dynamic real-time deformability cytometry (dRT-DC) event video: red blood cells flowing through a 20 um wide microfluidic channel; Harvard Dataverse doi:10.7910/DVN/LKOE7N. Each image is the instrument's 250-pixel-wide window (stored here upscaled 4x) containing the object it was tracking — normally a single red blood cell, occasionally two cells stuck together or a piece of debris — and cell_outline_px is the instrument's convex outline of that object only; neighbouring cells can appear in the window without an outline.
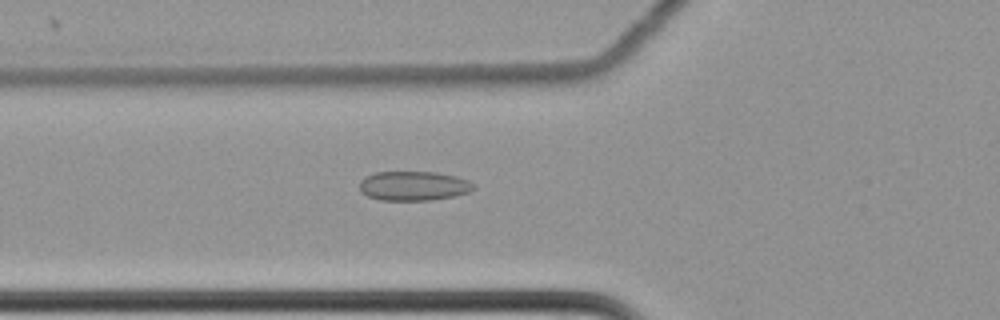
{"species": "common noctule bat (a hibernating species)", "species_latin": "Nyctalus noctula", "temperature_condition": "cold", "stored_images_in_passage": 61, "camera_frame_rate_fps": 3000, "um_per_image_px": 0.085, "animal": {"sex": "female", "body_mass_g": 22.7, "forearm_length_mm": 54.2}, "frame": {"image": 1, "passage_image": 24, "time_ms": 7.667, "image_size_px": [1000, 320], "cell_outline_px": [[476, 188], [468, 192], [452, 196], [432, 200], [380, 200], [368, 196], [360, 192], [360, 180], [364, 176], [376, 172], [436, 172], [456, 176], [468, 180]], "centroid_in_image_um": [35.12, 15.79], "position_along_channel_um": 90.7, "area_um2": 19.54}}
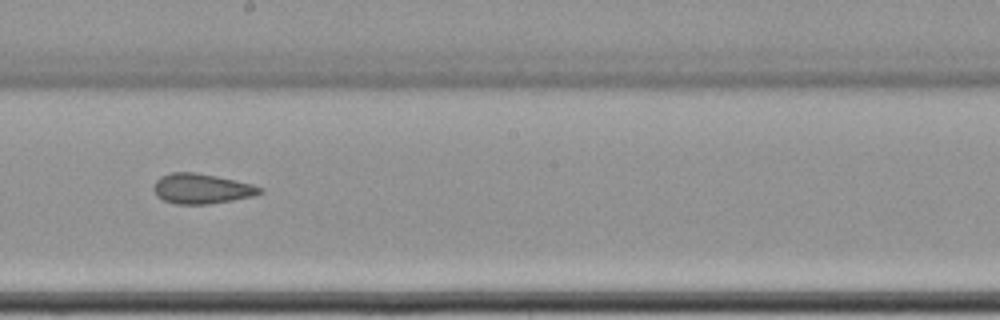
{"frame": {"image": 2, "passage_image": 36, "time_ms": 11.667, "image_size_px": [1000, 320], "cell_outline_px": [[264, 192], [252, 196], [232, 200], [208, 204], [176, 204], [164, 200], [156, 196], [152, 188], [152, 184], [160, 176], [172, 172], [196, 172], [236, 180], [252, 184], [264, 188]], "centroid_in_image_um": [17.11, 16.03], "position_along_channel_um": 231.1, "area_um2": 18.79}}
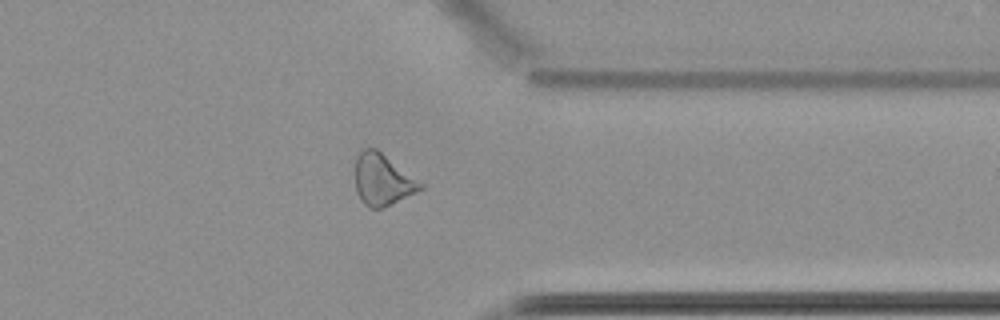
{"frame": {"image": 3, "passage_image": 49, "time_ms": 16.0, "image_size_px": [1000, 320], "cell_outline_px": [[424, 188], [416, 192], [380, 208], [368, 208], [360, 200], [356, 192], [356, 156], [364, 148], [376, 148], [424, 184]], "centroid_in_image_um": [32.5, 15.27], "position_along_channel_um": 378.9, "area_um2": 19.31}, "authors_computed_cell_mechanics": {"area_um2": 20.4612, "velocity_mm_per_s": 3.5041, "shape_relaxation_time_tau1_ms": null, "shape_relaxation_time_tau2_ms": 2.8793, "deformation_change_tau1": null, "deformation_change_tau2": 0.0942}}